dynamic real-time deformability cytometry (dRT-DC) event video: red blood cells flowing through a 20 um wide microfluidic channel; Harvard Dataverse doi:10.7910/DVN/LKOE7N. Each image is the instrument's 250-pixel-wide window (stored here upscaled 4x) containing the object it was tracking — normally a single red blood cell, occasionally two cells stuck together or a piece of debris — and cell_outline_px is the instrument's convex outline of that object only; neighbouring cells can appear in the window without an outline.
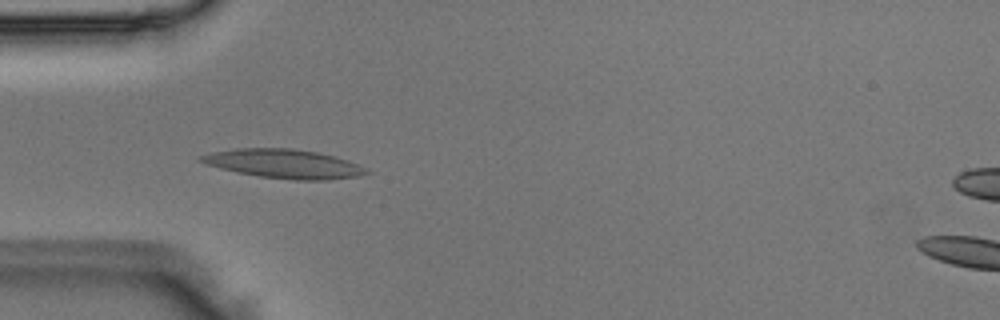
{"species": "Egyptian fruit bat (a non-hibernating species)", "species_latin": "Rousettus aegyptiacus", "temperature_condition": "room temperature", "stored_images_in_passage": 7, "camera_frame_rate_fps": 3000, "um_per_image_px": 0.085, "animal": {"sex": "male"}, "frame": {"image": 1, "passage_image": 5, "time_ms": 1.333, "image_size_px": [1000, 320], "cell_outline_px": [[372, 172], [360, 176], [328, 180], [292, 180], [260, 176], [236, 172], [220, 168], [196, 160], [196, 156], [212, 152], [236, 148], [292, 148], [316, 152], [336, 156], [360, 164]], "centroid_in_image_um": [24.15, 13.92], "position_along_channel_um": 60.8, "area_um2": 28.21}}
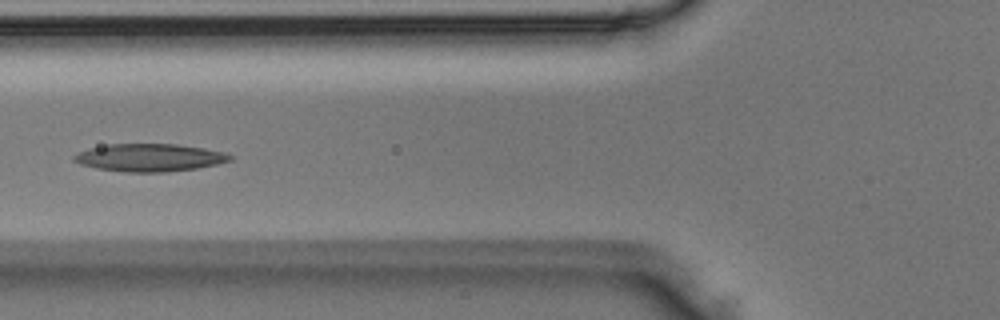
{"frame": {"image": 2, "passage_image": 6, "time_ms": 1.667, "image_size_px": [1000, 320], "cell_outline_px": [[232, 160], [216, 164], [196, 168], [168, 172], [124, 172], [96, 168], [80, 164], [72, 160], [72, 156], [88, 148], [108, 144], [176, 144], [204, 148], [224, 152], [232, 156]], "centroid_in_image_um": [12.69, 13.39], "position_along_channel_um": 113.1, "area_um2": 25.2}}
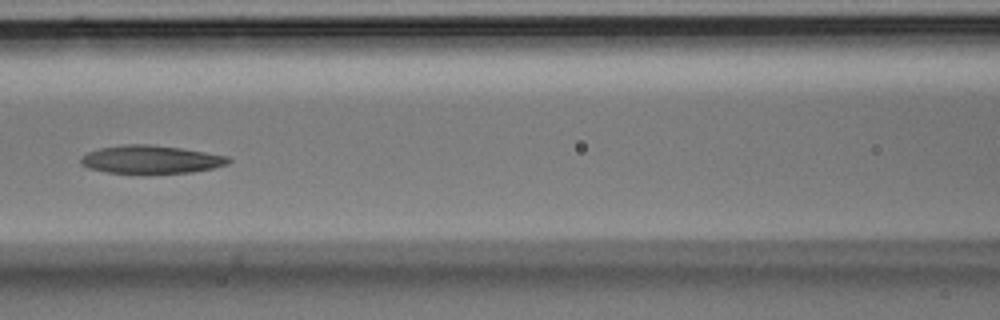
{"frame": {"image": 3, "passage_image": 7, "time_ms": 2.0, "image_size_px": [1000, 320], "cell_outline_px": [[232, 160], [228, 164], [212, 168], [192, 172], [144, 176], [108, 172], [88, 168], [80, 164], [80, 156], [88, 152], [100, 148], [124, 144], [148, 144], [180, 148], [228, 156]], "centroid_in_image_um": [12.79, 13.59], "position_along_channel_um": 153.8, "area_um2": 24.97}}